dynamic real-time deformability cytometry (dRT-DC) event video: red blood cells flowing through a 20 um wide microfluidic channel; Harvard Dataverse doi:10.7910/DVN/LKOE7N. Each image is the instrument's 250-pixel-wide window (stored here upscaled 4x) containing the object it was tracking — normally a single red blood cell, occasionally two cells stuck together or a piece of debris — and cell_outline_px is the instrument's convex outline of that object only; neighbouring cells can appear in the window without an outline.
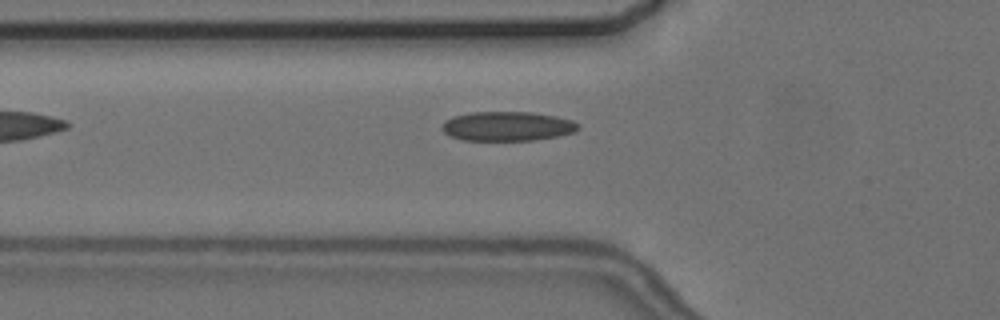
{"species": "common noctule bat (a hibernating species)", "species_latin": "Nyctalus noctula", "temperature_condition": "cold", "stored_images_in_passage": 4, "camera_frame_rate_fps": 3000, "um_per_image_px": 0.085, "animal": {"sex": "female", "body_mass_g": 24.6, "forearm_length_mm": 56.2}, "frame": {"image": 1, "passage_image": 4, "time_ms": 5.0, "image_size_px": [1000, 320], "cell_outline_px": [[580, 128], [576, 132], [556, 136], [532, 140], [464, 140], [448, 136], [440, 128], [444, 120], [452, 116], [468, 112], [532, 112], [556, 116], [572, 120], [580, 124]], "centroid_in_image_um": [43.1, 10.72], "position_along_channel_um": 82.7, "area_um2": 23.58}}